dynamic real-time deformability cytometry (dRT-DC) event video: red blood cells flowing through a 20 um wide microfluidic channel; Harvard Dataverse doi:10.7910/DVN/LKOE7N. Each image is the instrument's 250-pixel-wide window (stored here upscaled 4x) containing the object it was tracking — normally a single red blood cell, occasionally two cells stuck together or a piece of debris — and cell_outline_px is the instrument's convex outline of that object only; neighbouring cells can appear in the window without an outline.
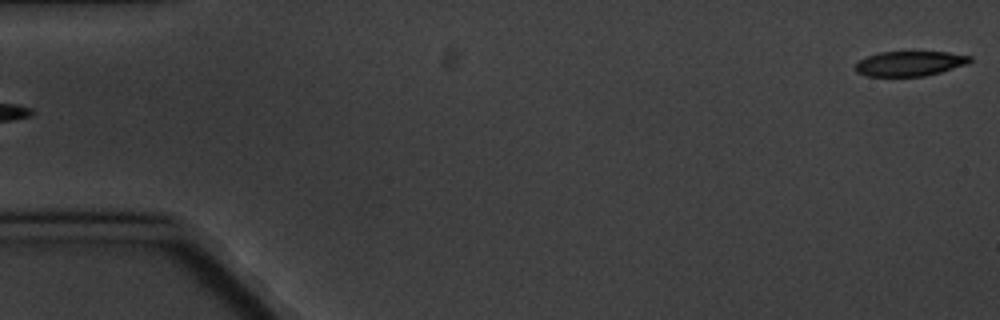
{"species": "common noctule bat (a hibernating species)", "species_latin": "Nyctalus noctula", "temperature_condition": "cold", "stored_images_in_passage": 5, "camera_frame_rate_fps": 3000, "um_per_image_px": 0.085, "animal": {"sex": "male", "body_mass_g": 20.1, "forearm_length_mm": 53.5}, "frame": {"image": 1, "passage_image": 5, "time_ms": 5.667, "image_size_px": [1000, 320], "cell_outline_px": [[972, 60], [968, 64], [940, 72], [924, 76], [868, 76], [856, 72], [852, 68], [860, 60], [868, 56], [880, 52], [948, 52], [972, 56]], "centroid_in_image_um": [77.33, 5.4], "position_along_channel_um": 7.7, "area_um2": 16.65}}